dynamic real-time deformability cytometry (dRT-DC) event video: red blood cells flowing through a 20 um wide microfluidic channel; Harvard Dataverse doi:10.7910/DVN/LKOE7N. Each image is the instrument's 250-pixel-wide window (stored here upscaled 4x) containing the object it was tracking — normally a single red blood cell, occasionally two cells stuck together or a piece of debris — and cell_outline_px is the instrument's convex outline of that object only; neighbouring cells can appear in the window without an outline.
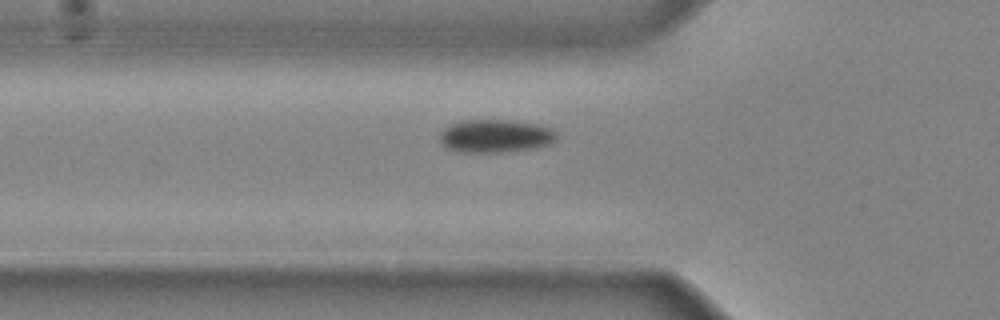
{"species": "common noctule bat (a hibernating species)", "species_latin": "Nyctalus noctula", "temperature_condition": "cold", "stored_images_in_passage": 30, "camera_frame_rate_fps": 3000, "um_per_image_px": 0.085, "animal": {"sex": "male", "body_mass_g": 20.4}, "frame": {"image": 1, "passage_image": 6, "time_ms": 1.667, "image_size_px": [1000, 320], "cell_outline_px": [[556, 140], [548, 144], [536, 148], [508, 152], [456, 152], [448, 148], [440, 140], [440, 132], [448, 124], [464, 120], [508, 120], [536, 124], [548, 128], [556, 132]], "centroid_in_image_um": [42.08, 11.57], "position_along_channel_um": 83.7, "area_um2": 22.54}}
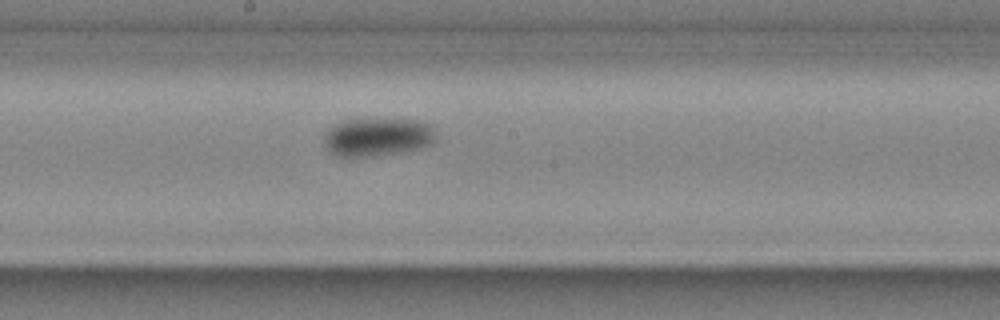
{"frame": {"image": 2, "passage_image": 15, "time_ms": 4.667, "image_size_px": [1000, 320], "cell_outline_px": [[436, 140], [432, 144], [420, 148], [400, 152], [376, 156], [340, 156], [332, 152], [328, 148], [324, 140], [328, 132], [336, 124], [344, 120], [420, 120], [432, 124], [436, 136]], "centroid_in_image_um": [32.19, 11.65], "position_along_channel_um": 216.0, "area_um2": 24.51}}
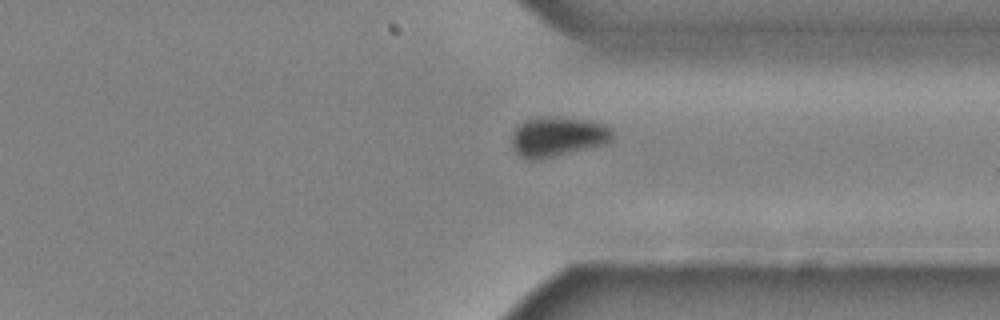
{"frame": {"image": 3, "passage_image": 25, "time_ms": 8.0, "image_size_px": [1000, 320], "cell_outline_px": [[612, 140], [608, 144], [540, 160], [528, 160], [520, 156], [516, 152], [512, 144], [512, 136], [516, 128], [524, 120], [540, 116], [556, 116], [588, 120], [604, 124], [612, 132]], "centroid_in_image_um": [47.41, 11.62], "position_along_channel_um": 364.0, "area_um2": 23.7}}